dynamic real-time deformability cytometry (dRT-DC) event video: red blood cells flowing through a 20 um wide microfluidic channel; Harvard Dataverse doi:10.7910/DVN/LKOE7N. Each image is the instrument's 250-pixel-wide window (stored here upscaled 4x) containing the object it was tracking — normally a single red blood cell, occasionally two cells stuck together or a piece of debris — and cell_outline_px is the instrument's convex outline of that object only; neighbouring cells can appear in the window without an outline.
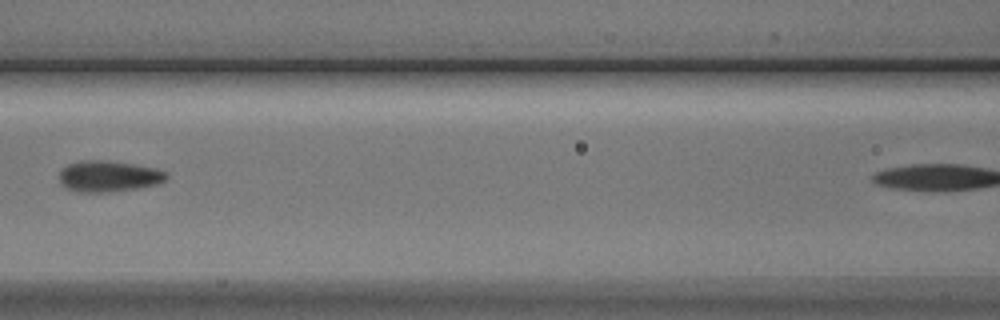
{"species": "Egyptian fruit bat (a non-hibernating species)", "species_latin": "Rousettus aegyptiacus", "temperature_condition": "cold", "stored_images_in_passage": 6, "segment_of_instrument_passage": [1, 2], "camera_frame_rate_fps": 3000, "um_per_image_px": 0.085, "animal": {"sex": "male"}, "frame": {"image": 1, "passage_image": 4, "time_ms": 3.667, "image_size_px": [1000, 320], "cell_outline_px": [[168, 176], [164, 180], [156, 184], [136, 188], [104, 192], [80, 192], [64, 188], [60, 184], [60, 172], [68, 164], [80, 160], [108, 160], [136, 164], [156, 168], [168, 172]], "centroid_in_image_um": [9.22, 14.96], "position_along_channel_um": 157.4, "area_um2": 19.48}}
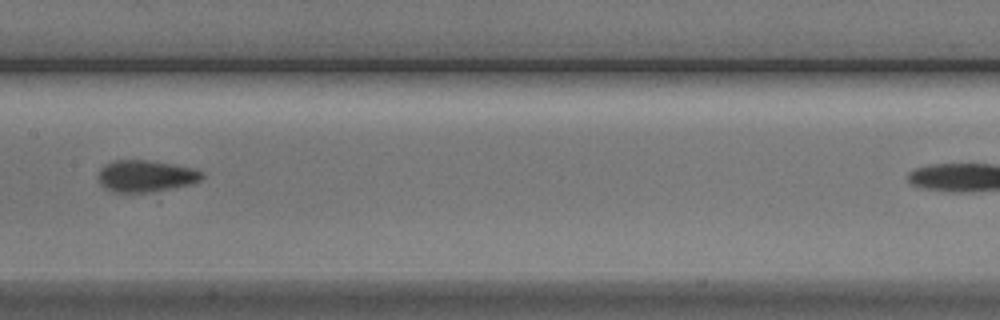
{"frame": {"image": 2, "passage_image": 5, "time_ms": 4.667, "image_size_px": [1000, 320], "cell_outline_px": [[204, 176], [200, 180], [188, 184], [172, 188], [148, 192], [112, 192], [104, 188], [100, 184], [100, 168], [104, 164], [116, 160], [148, 160], [172, 164], [192, 168], [200, 172]], "centroid_in_image_um": [12.34, 14.96], "position_along_channel_um": 195.1, "area_um2": 18.9}}